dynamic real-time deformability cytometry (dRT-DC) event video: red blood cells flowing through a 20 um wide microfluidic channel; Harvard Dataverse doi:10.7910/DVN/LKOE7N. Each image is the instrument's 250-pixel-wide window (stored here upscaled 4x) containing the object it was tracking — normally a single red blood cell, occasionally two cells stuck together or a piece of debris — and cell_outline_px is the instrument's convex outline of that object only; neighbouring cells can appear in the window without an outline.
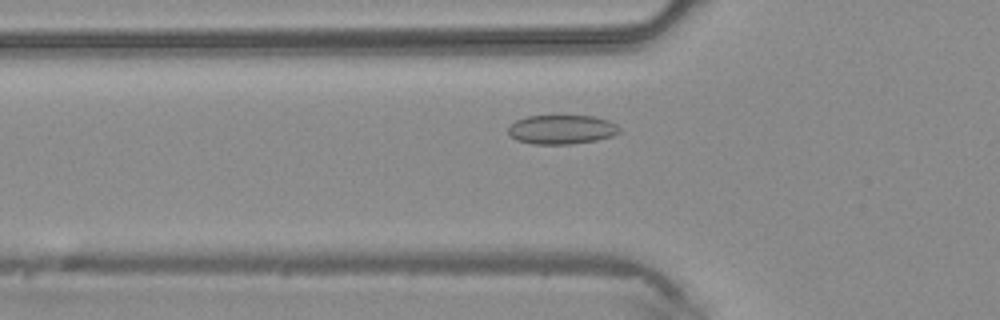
{"species": "common noctule bat (a hibernating species)", "species_latin": "Nyctalus noctula", "temperature_condition": "warm", "stored_images_in_passage": 32, "camera_frame_rate_fps": 3000, "um_per_image_px": 0.085, "animal": {"sex": "male", "body_mass_g": 20.4}, "frame": {"image": 1, "passage_image": 2, "time_ms": 0.333, "image_size_px": [1000, 320], "cell_outline_px": [[620, 132], [612, 136], [596, 140], [572, 144], [536, 144], [516, 140], [508, 132], [508, 128], [516, 120], [528, 116], [592, 116], [608, 120], [616, 124], [620, 128]], "centroid_in_image_um": [47.76, 11.01], "position_along_channel_um": 78.0, "area_um2": 18.79}}
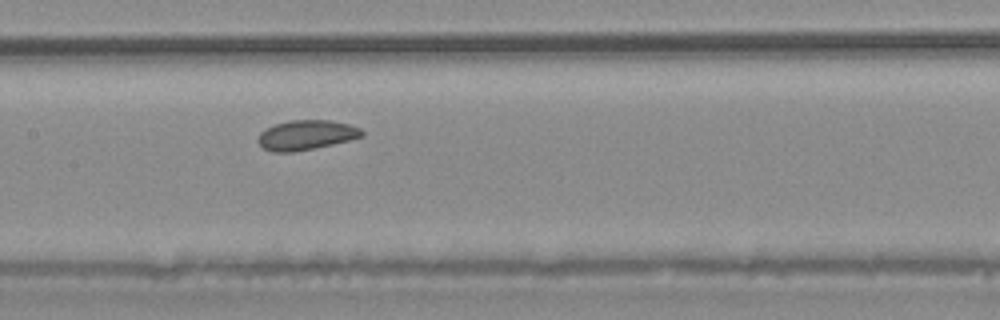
{"frame": {"image": 2, "passage_image": 9, "time_ms": 2.667, "image_size_px": [1000, 320], "cell_outline_px": [[364, 136], [316, 148], [296, 152], [272, 152], [264, 148], [256, 140], [260, 132], [276, 124], [292, 120], [328, 120], [348, 124], [360, 128], [364, 132]], "centroid_in_image_um": [26.02, 11.49], "position_along_channel_um": 181.4, "area_um2": 17.92}}
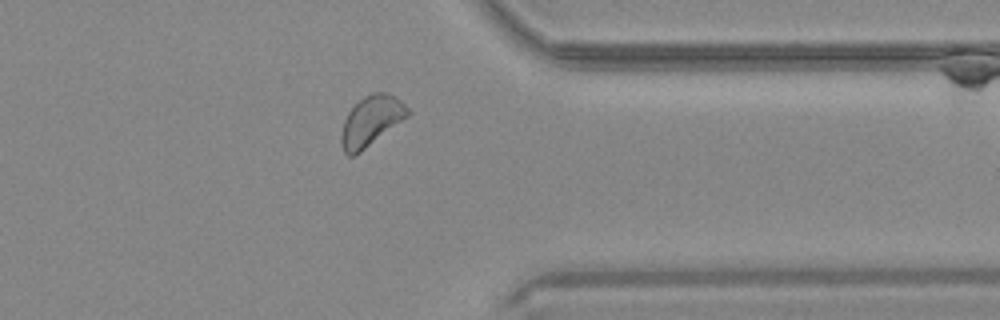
{"frame": {"image": 3, "passage_image": 23, "time_ms": 7.333, "image_size_px": [1000, 320], "cell_outline_px": [[412, 112], [408, 116], [360, 152], [352, 156], [348, 156], [344, 152], [340, 140], [340, 136], [344, 120], [348, 112], [364, 96], [372, 92], [388, 92], [400, 100]], "centroid_in_image_um": [31.54, 10.27], "position_along_channel_um": 379.9, "area_um2": 19.19}}